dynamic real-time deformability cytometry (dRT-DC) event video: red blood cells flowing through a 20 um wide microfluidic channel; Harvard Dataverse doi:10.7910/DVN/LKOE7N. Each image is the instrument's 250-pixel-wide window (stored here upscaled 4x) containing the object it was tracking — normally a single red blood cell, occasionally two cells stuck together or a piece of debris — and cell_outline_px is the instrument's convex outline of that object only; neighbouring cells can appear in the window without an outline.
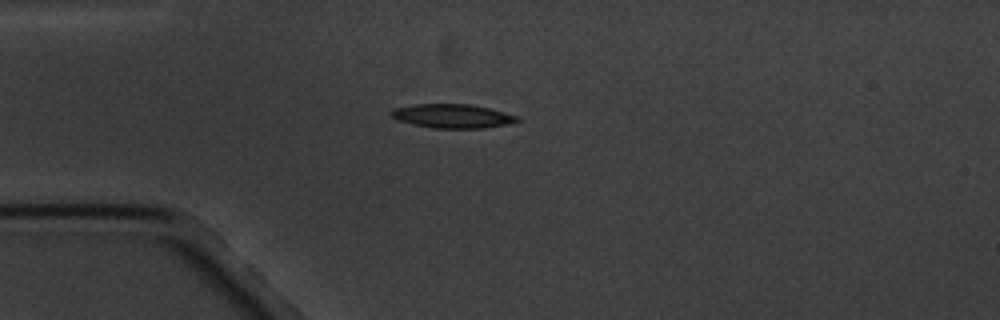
{"species": "common noctule bat (a hibernating species)", "species_latin": "Nyctalus noctula", "temperature_condition": "cold", "stored_images_in_passage": 16, "camera_frame_rate_fps": 3000, "um_per_image_px": 0.085, "animal": {"sex": "male", "body_mass_g": 20.1, "forearm_length_mm": 53.5}, "frame": {"image": 1, "passage_image": 4, "time_ms": 3.667, "image_size_px": [1000, 320], "cell_outline_px": [[520, 120], [508, 124], [484, 128], [432, 128], [412, 124], [396, 120], [388, 112], [392, 108], [412, 104], [468, 104], [488, 108], [504, 112], [516, 116]], "centroid_in_image_um": [38.38, 9.86], "position_along_channel_um": 46.6, "area_um2": 17.63}}
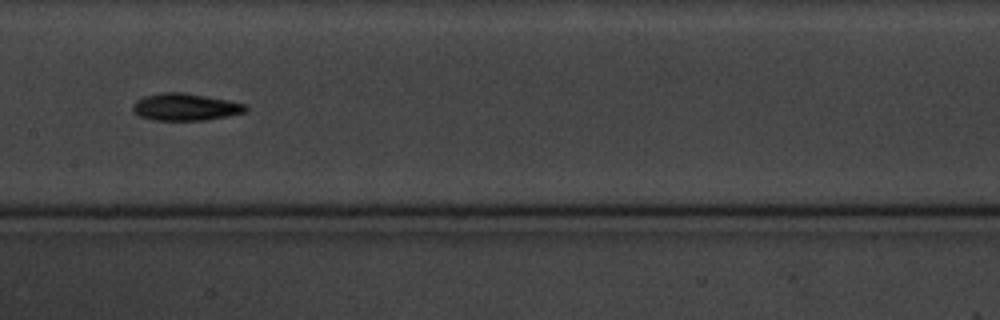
{"frame": {"image": 2, "passage_image": 8, "time_ms": 8.333, "image_size_px": [1000, 320], "cell_outline_px": [[248, 108], [244, 112], [228, 116], [204, 120], [152, 120], [140, 116], [132, 112], [132, 104], [136, 100], [144, 96], [160, 92], [184, 92], [228, 100], [248, 104]], "centroid_in_image_um": [15.73, 9.09], "position_along_channel_um": 191.7, "area_um2": 18.03}}
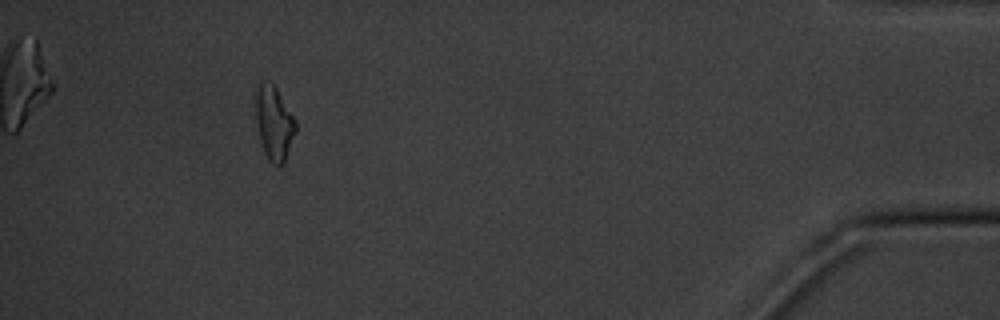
{"frame": {"image": 3, "passage_image": 15, "time_ms": 16.667, "image_size_px": [1000, 320], "cell_outline_px": [[296, 132], [284, 160], [276, 168], [268, 160], [264, 152], [260, 140], [256, 120], [252, 92], [252, 88], [260, 84], [272, 84], [276, 88], [292, 116], [296, 124]], "centroid_in_image_um": [23.22, 10.45], "position_along_channel_um": 412.0, "area_um2": 17.17}, "authors_computed_cell_mechanics": {"area_um2": 16.9354, "velocity_mm_per_s": 3.3824, "shape_relaxation_time_tau1_ms": 2.4871, "shape_relaxation_time_tau2_ms": null, "deformation_change_tau1": 0.1068, "deformation_change_tau2": null}}